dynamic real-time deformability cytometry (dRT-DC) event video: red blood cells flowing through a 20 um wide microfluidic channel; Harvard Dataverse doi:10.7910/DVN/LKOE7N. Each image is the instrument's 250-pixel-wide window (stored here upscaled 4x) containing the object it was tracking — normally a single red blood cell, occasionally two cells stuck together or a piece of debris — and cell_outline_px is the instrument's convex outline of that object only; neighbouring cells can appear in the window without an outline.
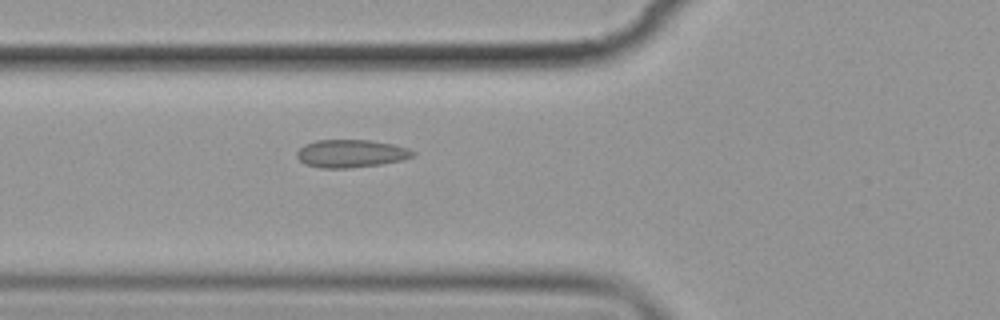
{"species": "common noctule bat (a hibernating species)", "species_latin": "Nyctalus noctula", "temperature_condition": "cold", "stored_images_in_passage": 3, "camera_frame_rate_fps": 3000, "um_per_image_px": 0.085, "animal": {"sex": "female", "body_mass_g": 19.9}, "frame": {"image": 1, "passage_image": 3, "time_ms": 2.333, "image_size_px": [1000, 320], "cell_outline_px": [[416, 152], [412, 156], [404, 160], [380, 164], [348, 168], [320, 168], [304, 164], [296, 156], [296, 152], [304, 144], [316, 140], [368, 140], [392, 144], [408, 148]], "centroid_in_image_um": [29.81, 13.05], "position_along_channel_um": 96.0, "area_um2": 18.84}}